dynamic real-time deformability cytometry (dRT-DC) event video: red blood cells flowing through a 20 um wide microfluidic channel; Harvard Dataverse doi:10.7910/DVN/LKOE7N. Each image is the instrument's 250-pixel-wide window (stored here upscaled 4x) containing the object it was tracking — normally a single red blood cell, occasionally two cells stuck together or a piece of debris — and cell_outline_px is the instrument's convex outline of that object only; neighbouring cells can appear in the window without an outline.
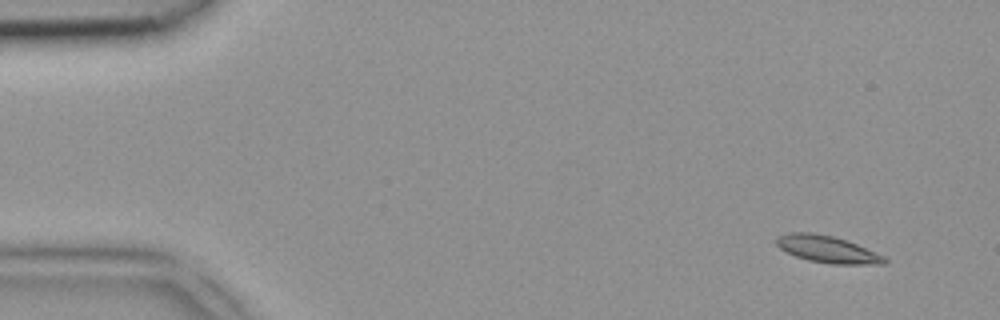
{"species": "common noctule bat (a hibernating species)", "species_latin": "Nyctalus noctula", "temperature_condition": "room temperature", "stored_images_in_passage": 4, "camera_frame_rate_fps": 3000, "um_per_image_px": 0.085, "animal": {"sex": "female", "body_mass_g": 18.4}, "frame": {"image": 1, "passage_image": 1, "time_ms": 0.0, "image_size_px": [1000, 320], "cell_outline_px": [[888, 264], [832, 264], [808, 260], [796, 256], [780, 248], [776, 244], [776, 236], [788, 232], [812, 232], [832, 236], [856, 244], [884, 256], [888, 260]], "centroid_in_image_um": [70.31, 21.18], "position_along_channel_um": 14.7, "area_um2": 16.88}}
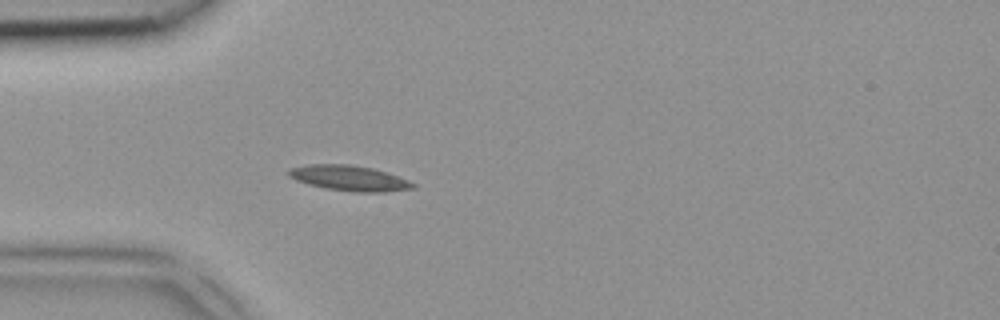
{"frame": {"image": 2, "passage_image": 4, "time_ms": 1.0, "image_size_px": [1000, 320], "cell_outline_px": [[416, 188], [388, 192], [356, 192], [324, 188], [308, 184], [296, 180], [288, 176], [284, 172], [288, 168], [308, 164], [352, 164], [372, 168], [388, 172], [408, 180], [416, 184]], "centroid_in_image_um": [29.67, 15.13], "position_along_channel_um": 55.3, "area_um2": 18.73}}